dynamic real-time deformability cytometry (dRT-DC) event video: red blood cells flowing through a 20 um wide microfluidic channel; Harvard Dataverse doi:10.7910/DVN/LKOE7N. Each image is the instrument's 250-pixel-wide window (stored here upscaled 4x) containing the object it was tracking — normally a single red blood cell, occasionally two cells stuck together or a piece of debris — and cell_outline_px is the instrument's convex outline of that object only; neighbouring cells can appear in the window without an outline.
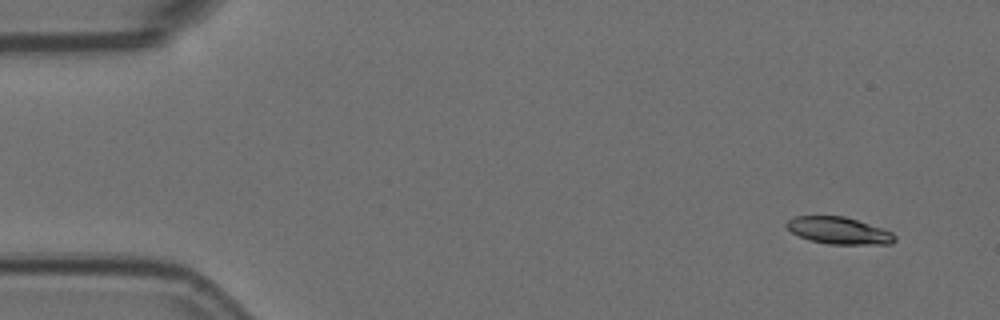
{"species": "Egyptian fruit bat (a non-hibernating species)", "species_latin": "Rousettus aegyptiacus", "temperature_condition": "room temperature", "stored_images_in_passage": 5, "camera_frame_rate_fps": 3000, "um_per_image_px": 0.085, "animal": {"sex": "female"}, "frame": {"image": 1, "passage_image": 1, "time_ms": 0.0, "image_size_px": [1000, 320], "cell_outline_px": [[896, 240], [892, 244], [828, 244], [808, 240], [792, 232], [784, 224], [792, 216], [844, 216], [892, 232], [896, 236]], "centroid_in_image_um": [71.28, 19.6], "position_along_channel_um": 13.7, "area_um2": 16.94}}
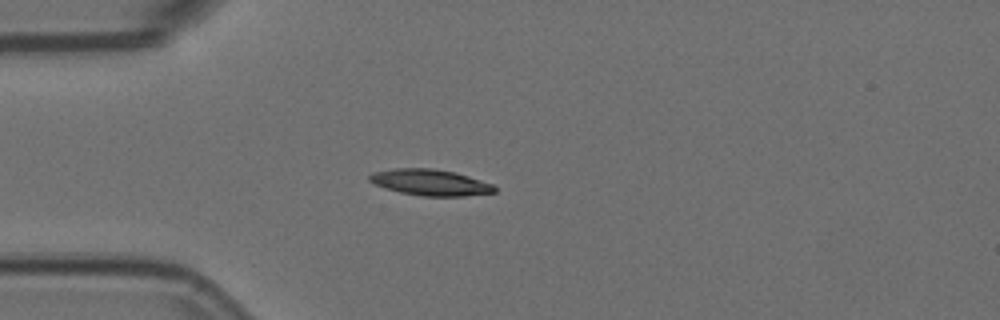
{"frame": {"image": 2, "passage_image": 4, "time_ms": 1.0, "image_size_px": [1000, 320], "cell_outline_px": [[496, 192], [464, 196], [424, 196], [400, 192], [384, 188], [368, 180], [368, 176], [372, 172], [396, 168], [432, 168], [456, 172], [492, 184], [496, 188]], "centroid_in_image_um": [36.56, 15.5], "position_along_channel_um": 48.4, "area_um2": 19.02}}